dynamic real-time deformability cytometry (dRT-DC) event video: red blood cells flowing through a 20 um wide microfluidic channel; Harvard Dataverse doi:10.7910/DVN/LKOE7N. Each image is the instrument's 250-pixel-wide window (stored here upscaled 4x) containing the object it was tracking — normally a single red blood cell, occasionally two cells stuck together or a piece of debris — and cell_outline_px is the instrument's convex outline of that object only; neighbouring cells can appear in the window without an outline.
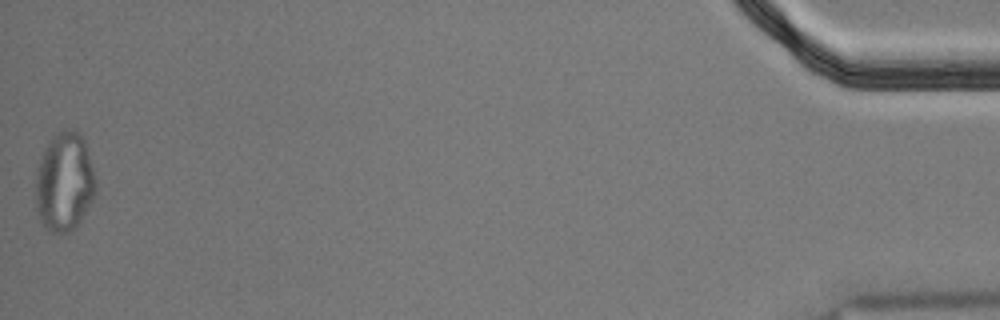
{"species": "Egyptian fruit bat (a non-hibernating species)", "species_latin": "Rousettus aegyptiacus", "temperature_condition": "cold", "stored_images_in_passage": 55, "segment_of_instrument_passage": [2, 2], "camera_frame_rate_fps": 3000, "um_per_image_px": 0.085, "animal": {"sex": "male"}, "frame": {"image": 1, "passage_image": 55, "time_ms": 18.0, "image_size_px": [1000, 320], "cell_outline_px": [[96, 192], [92, 200], [80, 220], [68, 232], [48, 232], [40, 216], [36, 204], [36, 168], [44, 148], [52, 136], [56, 132], [64, 128], [72, 128], [80, 132], [84, 140], [96, 180]], "centroid_in_image_um": [5.47, 15.4], "position_along_channel_um": 429.7, "area_um2": 34.56}}